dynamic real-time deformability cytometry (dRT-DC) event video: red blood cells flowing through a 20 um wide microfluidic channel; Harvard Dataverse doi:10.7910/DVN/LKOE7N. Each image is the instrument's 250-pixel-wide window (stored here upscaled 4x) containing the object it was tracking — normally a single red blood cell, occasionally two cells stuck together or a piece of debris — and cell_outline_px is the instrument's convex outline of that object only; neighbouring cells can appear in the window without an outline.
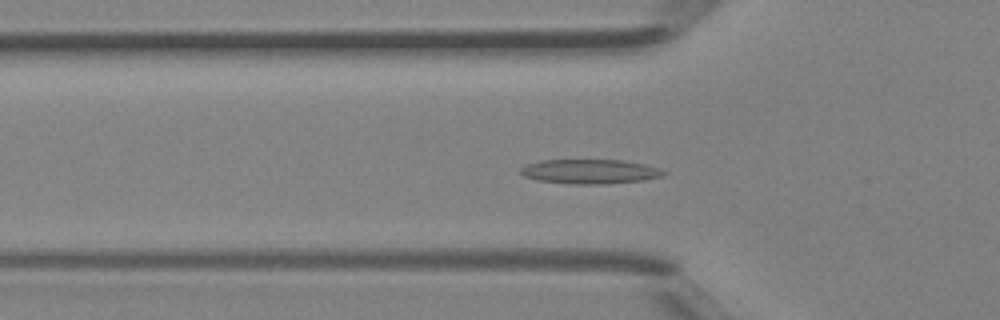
{"species": "Egyptian fruit bat (a non-hibernating species)", "species_latin": "Rousettus aegyptiacus", "temperature_condition": "room temperature", "stored_images_in_passage": 31, "camera_frame_rate_fps": 3000, "um_per_image_px": 0.085, "animal": {"sex": "female"}, "frame": {"image": 1, "passage_image": 4, "time_ms": 1.0, "image_size_px": [1000, 320], "cell_outline_px": [[668, 172], [664, 176], [644, 180], [608, 184], [572, 184], [540, 180], [524, 176], [520, 172], [520, 168], [524, 164], [540, 160], [624, 160], [644, 164], [660, 168]], "centroid_in_image_um": [50.18, 14.57], "position_along_channel_um": 75.6, "area_um2": 20.58}}
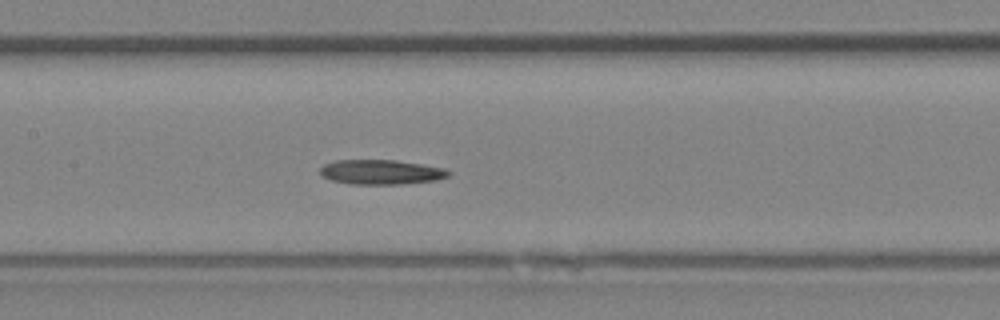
{"frame": {"image": 2, "passage_image": 10, "time_ms": 3.0, "image_size_px": [1000, 320], "cell_outline_px": [[452, 172], [448, 176], [436, 180], [400, 184], [352, 184], [332, 180], [324, 176], [320, 172], [320, 168], [324, 164], [336, 160], [396, 160], [444, 168]], "centroid_in_image_um": [32.4, 14.62], "position_along_channel_um": 175.0, "area_um2": 18.32}}
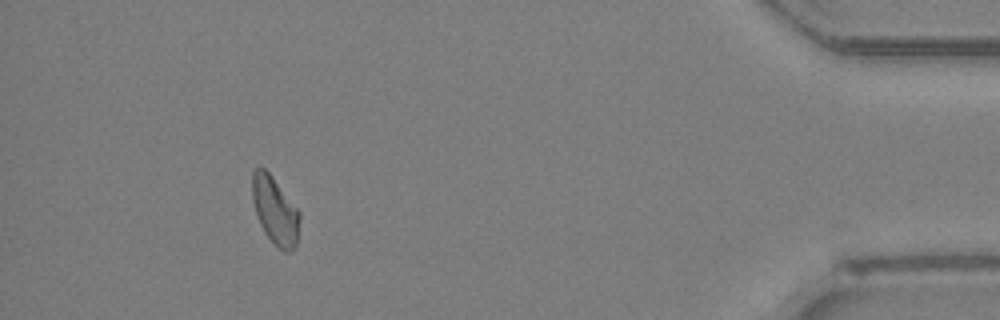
{"frame": {"image": 3, "passage_image": 28, "time_ms": 9.0, "image_size_px": [1000, 320], "cell_outline_px": [[300, 220], [296, 248], [292, 252], [284, 252], [264, 232], [256, 216], [252, 200], [252, 172], [256, 168], [264, 168], [272, 176], [300, 212]], "centroid_in_image_um": [23.38, 17.91], "position_along_channel_um": 411.8, "area_um2": 18.67}}